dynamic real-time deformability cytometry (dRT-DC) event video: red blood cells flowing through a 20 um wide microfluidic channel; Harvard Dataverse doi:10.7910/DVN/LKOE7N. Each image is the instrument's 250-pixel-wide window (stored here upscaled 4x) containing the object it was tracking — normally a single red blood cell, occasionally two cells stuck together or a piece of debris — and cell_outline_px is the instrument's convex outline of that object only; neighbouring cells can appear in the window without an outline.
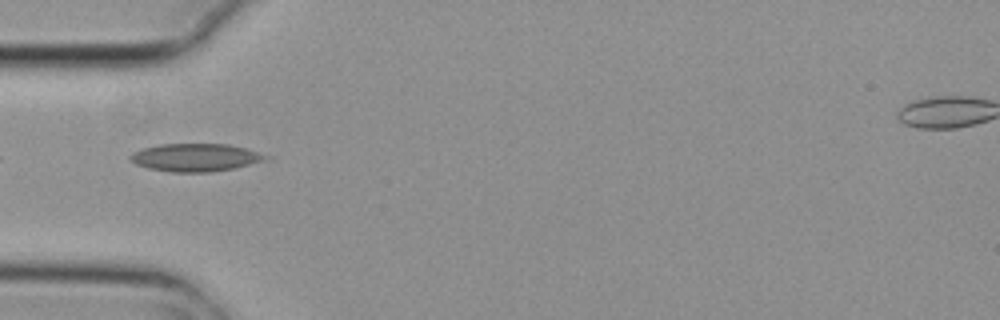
{"species": "common noctule bat (a hibernating species)", "species_latin": "Nyctalus noctula", "temperature_condition": "cold", "stored_images_in_passage": 3, "camera_frame_rate_fps": 3000, "um_per_image_px": 0.085, "animal": {"sex": "female", "body_mass_g": 29.2, "forearm_length_mm": 56.3}, "frame": {"image": 1, "passage_image": 2, "time_ms": 0.333, "image_size_px": [1000, 320], "cell_outline_px": [[272, 160], [232, 168], [208, 172], [172, 172], [148, 168], [136, 164], [128, 160], [128, 156], [132, 152], [140, 148], [160, 144], [228, 144], [244, 148], [272, 156]], "centroid_in_image_um": [16.62, 13.38], "position_along_channel_um": 68.4, "area_um2": 22.25}}
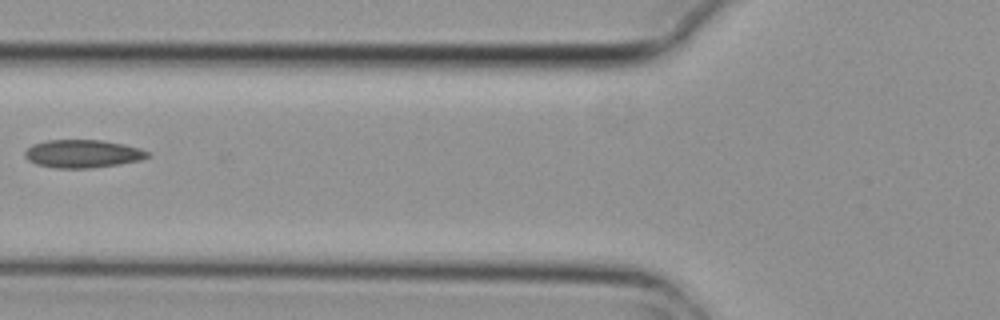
{"frame": {"image": 2, "passage_image": 3, "time_ms": 0.667, "image_size_px": [1000, 320], "cell_outline_px": [[152, 156], [140, 160], [116, 164], [88, 168], [56, 168], [36, 164], [28, 160], [24, 156], [24, 152], [32, 144], [48, 140], [100, 140], [124, 144], [140, 148], [148, 152]], "centroid_in_image_um": [7.01, 13.06], "position_along_channel_um": 118.8, "area_um2": 19.94}}